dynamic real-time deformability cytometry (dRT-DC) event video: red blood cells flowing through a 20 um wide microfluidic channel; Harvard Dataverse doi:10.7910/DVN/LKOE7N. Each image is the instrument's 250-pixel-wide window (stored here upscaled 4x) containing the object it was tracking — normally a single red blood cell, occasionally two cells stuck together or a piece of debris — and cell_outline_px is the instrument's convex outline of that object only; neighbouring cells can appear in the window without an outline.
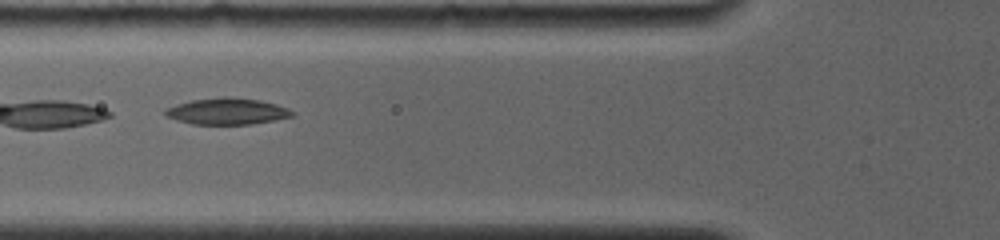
{"species": "common noctule bat (a hibernating species)", "species_latin": "Nyctalus noctula", "temperature_condition": "room temperature", "stored_images_in_passage": 19, "camera_frame_rate_fps": 4000, "um_per_image_px": 0.085, "animal": {"sex": "female", "body_mass_g": 19.0, "forearm_length_mm": 56.7}, "frame": {"image": 1, "passage_image": 2, "time_ms": 1.0, "image_size_px": [1000, 240], "cell_outline_px": [[296, 116], [276, 120], [252, 124], [192, 124], [176, 120], [168, 116], [164, 112], [164, 108], [176, 104], [192, 100], [220, 96], [228, 96], [260, 100], [276, 104], [288, 108], [296, 112]], "centroid_in_image_um": [19.34, 9.45], "position_along_channel_um": 106.5, "area_um2": 19.83}}
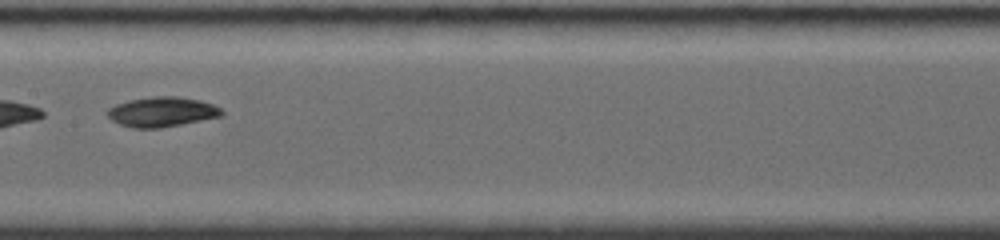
{"frame": {"image": 2, "passage_image": 7, "time_ms": 3.25, "image_size_px": [1000, 240], "cell_outline_px": [[224, 116], [160, 128], [132, 128], [120, 124], [112, 120], [108, 116], [108, 108], [116, 104], [128, 100], [152, 96], [176, 96], [200, 100], [212, 104], [220, 108], [224, 112]], "centroid_in_image_um": [13.78, 9.5], "position_along_channel_um": 193.6, "area_um2": 19.94}}
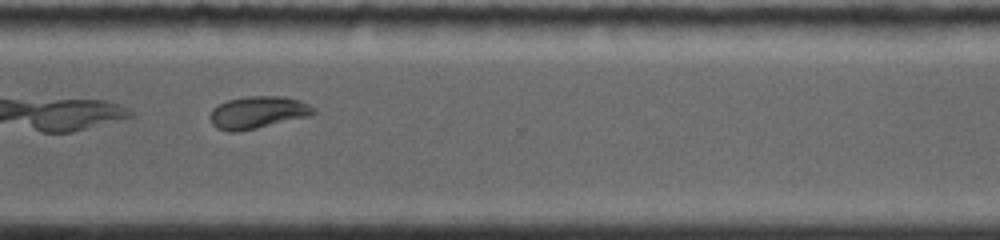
{"frame": {"image": 3, "passage_image": 16, "time_ms": 7.25, "image_size_px": [1000, 240], "cell_outline_px": [[316, 112], [308, 116], [256, 128], [236, 132], [228, 132], [216, 128], [212, 124], [208, 116], [212, 108], [228, 100], [248, 96], [284, 96], [300, 100], [316, 108]], "centroid_in_image_um": [21.88, 9.55], "position_along_channel_um": 348.7, "area_um2": 19.48}}